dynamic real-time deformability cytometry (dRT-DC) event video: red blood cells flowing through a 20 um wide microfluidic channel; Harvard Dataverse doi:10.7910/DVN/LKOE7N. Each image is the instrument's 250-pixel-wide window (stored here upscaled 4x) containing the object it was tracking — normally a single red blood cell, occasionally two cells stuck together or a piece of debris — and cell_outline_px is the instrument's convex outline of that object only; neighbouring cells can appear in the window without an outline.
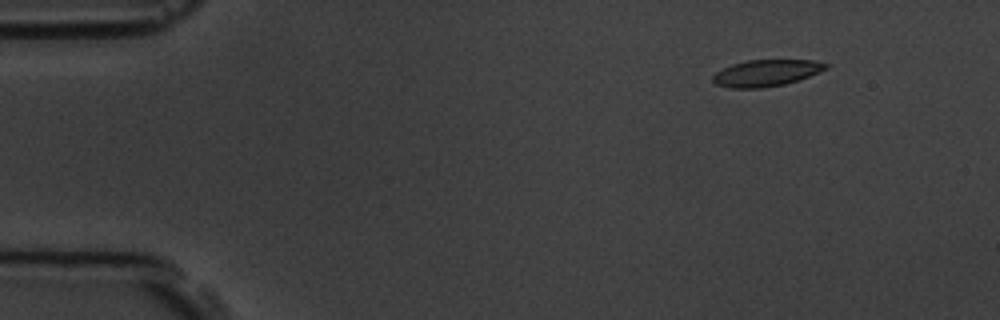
{"species": "common noctule bat (a hibernating species)", "species_latin": "Nyctalus noctula", "temperature_condition": "room temperature", "stored_images_in_passage": 3, "camera_frame_rate_fps": 3000, "um_per_image_px": 0.085, "animal": {"sex": "male", "body_mass_g": 19.5, "forearm_length_mm": 54.6}, "frame": {"image": 1, "passage_image": 2, "time_ms": 1.333, "image_size_px": [1000, 320], "cell_outline_px": [[832, 64], [828, 68], [820, 72], [784, 84], [760, 88], [732, 88], [716, 84], [712, 80], [712, 76], [716, 72], [732, 64], [748, 60], [812, 60]], "centroid_in_image_um": [65.15, 6.19], "position_along_channel_um": 19.9, "area_um2": 17.4}}